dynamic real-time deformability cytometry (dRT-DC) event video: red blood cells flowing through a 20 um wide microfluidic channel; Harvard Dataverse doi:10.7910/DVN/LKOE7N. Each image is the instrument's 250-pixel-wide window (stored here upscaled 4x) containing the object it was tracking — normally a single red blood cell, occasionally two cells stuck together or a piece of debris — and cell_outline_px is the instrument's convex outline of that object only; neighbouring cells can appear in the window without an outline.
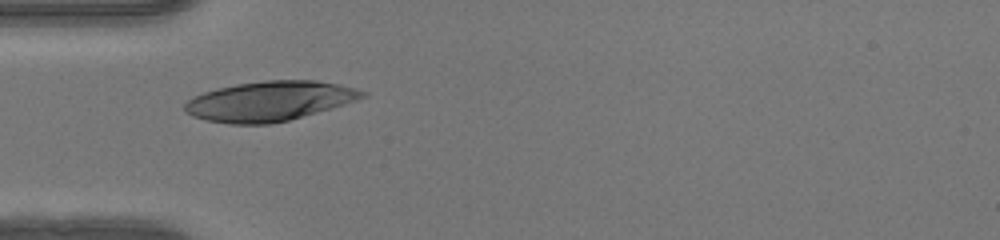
{"species": "human", "species_latin": "Homo sapiens", "temperature_condition": "warm", "stored_images_in_passage": 29, "camera_frame_rate_fps": 3000, "um_per_image_px": 0.085, "donor": {"sex": "female"}, "frame": {"image": 1, "passage_image": 1, "time_ms": 0.0, "image_size_px": [1000, 240], "cell_outline_px": [[368, 96], [332, 108], [288, 120], [268, 124], [232, 124], [208, 120], [192, 116], [184, 112], [184, 104], [192, 96], [216, 88], [236, 84], [264, 80], [316, 80], [340, 84], [356, 88], [368, 92]], "centroid_in_image_um": [22.91, 8.58], "position_along_channel_um": 62.1, "area_um2": 41.27}}
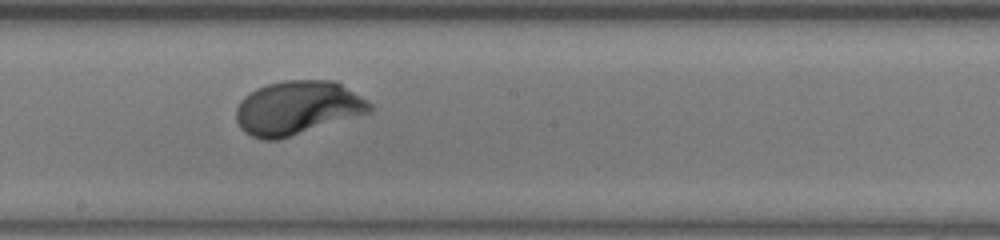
{"frame": {"image": 2, "passage_image": 13, "time_ms": 4.0, "image_size_px": [1000, 240], "cell_outline_px": [[372, 108], [368, 112], [276, 140], [260, 140], [244, 132], [240, 128], [236, 120], [236, 108], [240, 100], [244, 96], [256, 88], [268, 84], [284, 80], [336, 80], [372, 104]], "centroid_in_image_um": [25.22, 9.15], "position_along_channel_um": 223.0, "area_um2": 41.44}}
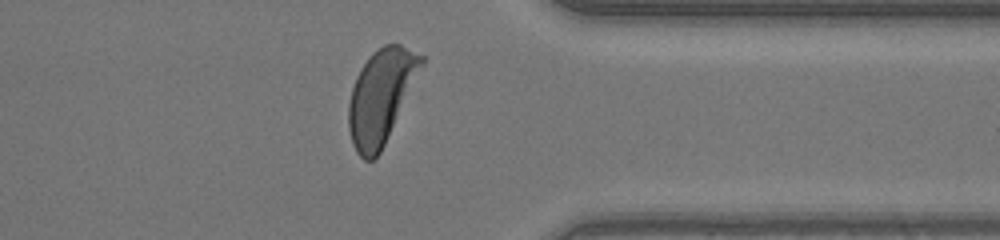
{"frame": {"image": 3, "passage_image": 25, "time_ms": 8.0, "image_size_px": [1000, 240], "cell_outline_px": [[424, 64], [380, 152], [372, 160], [364, 160], [356, 152], [352, 144], [348, 128], [348, 104], [352, 88], [356, 76], [360, 68], [372, 52], [384, 44], [400, 44], [424, 56]], "centroid_in_image_um": [32.36, 8.17], "position_along_channel_um": 379.0, "area_um2": 39.48}, "authors_computed_cell_mechanics": {"area_um2": 41.0958, "velocity_mm_per_s": 4.0744, "shape_relaxation_time_tau1_ms": 2.3851, "shape_relaxation_time_tau2_ms": null, "deformation_change_tau1": 0.2011, "deformation_change_tau2": null}}